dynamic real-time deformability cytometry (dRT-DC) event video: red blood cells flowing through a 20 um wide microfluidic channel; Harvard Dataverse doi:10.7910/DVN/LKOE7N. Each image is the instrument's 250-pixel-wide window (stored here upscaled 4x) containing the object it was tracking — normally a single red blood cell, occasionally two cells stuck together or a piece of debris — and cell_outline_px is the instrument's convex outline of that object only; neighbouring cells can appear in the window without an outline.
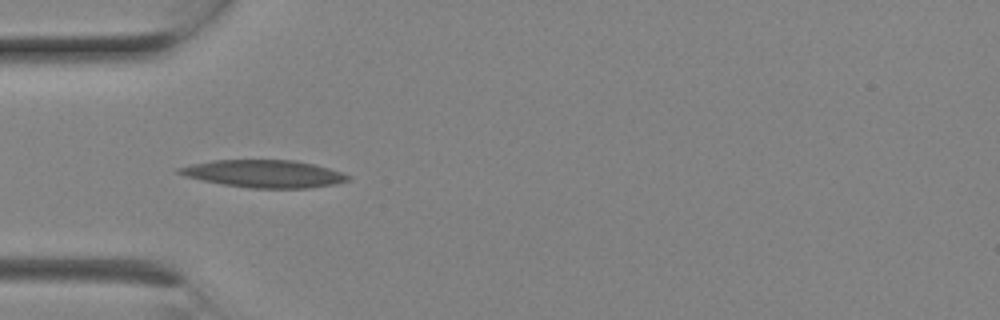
{"species": "Egyptian fruit bat (a non-hibernating species)", "species_latin": "Rousettus aegyptiacus", "temperature_condition": "room temperature", "stored_images_in_passage": 7, "camera_frame_rate_fps": 3000, "um_per_image_px": 0.085, "animal": {"sex": "female"}, "frame": {"image": 1, "passage_image": 6, "time_ms": 1.667, "image_size_px": [1000, 320], "cell_outline_px": [[352, 176], [348, 180], [336, 184], [308, 188], [252, 188], [224, 184], [184, 176], [176, 172], [176, 168], [192, 164], [212, 160], [292, 160], [312, 164], [344, 172]], "centroid_in_image_um": [22.46, 14.76], "position_along_channel_um": 62.5, "area_um2": 26.93}}